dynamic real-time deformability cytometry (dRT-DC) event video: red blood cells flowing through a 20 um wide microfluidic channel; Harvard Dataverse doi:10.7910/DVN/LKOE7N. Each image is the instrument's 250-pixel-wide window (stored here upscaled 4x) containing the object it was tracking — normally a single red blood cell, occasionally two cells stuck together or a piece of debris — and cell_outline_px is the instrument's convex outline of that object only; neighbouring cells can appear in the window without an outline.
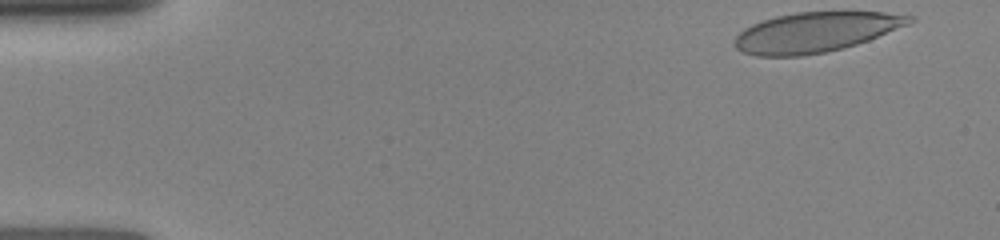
{"species": "human", "species_latin": "Homo sapiens", "temperature_condition": "room temperature", "stored_images_in_passage": 7, "camera_frame_rate_fps": 3000, "um_per_image_px": 0.085, "donor": {"sex": "female"}, "frame": {"image": 1, "passage_image": 1, "time_ms": 0.0, "image_size_px": [1000, 240], "cell_outline_px": [[916, 20], [908, 24], [868, 40], [844, 48], [824, 52], [800, 56], [756, 56], [744, 52], [736, 48], [736, 36], [744, 28], [752, 24], [776, 16], [796, 12], [884, 12], [916, 16]], "centroid_in_image_um": [69.34, 2.73], "position_along_channel_um": 15.7, "area_um2": 40.4}}
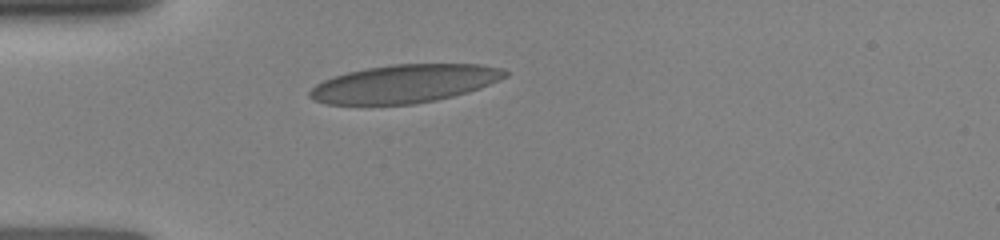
{"frame": {"image": 2, "passage_image": 7, "time_ms": 3.333, "image_size_px": [1000, 240], "cell_outline_px": [[508, 76], [500, 80], [480, 88], [468, 92], [436, 100], [412, 104], [328, 104], [312, 100], [308, 96], [308, 92], [316, 84], [324, 80], [348, 72], [368, 68], [392, 64], [480, 64], [504, 68], [508, 72]], "centroid_in_image_um": [34.42, 7.11], "position_along_channel_um": 50.6, "area_um2": 43.35}}